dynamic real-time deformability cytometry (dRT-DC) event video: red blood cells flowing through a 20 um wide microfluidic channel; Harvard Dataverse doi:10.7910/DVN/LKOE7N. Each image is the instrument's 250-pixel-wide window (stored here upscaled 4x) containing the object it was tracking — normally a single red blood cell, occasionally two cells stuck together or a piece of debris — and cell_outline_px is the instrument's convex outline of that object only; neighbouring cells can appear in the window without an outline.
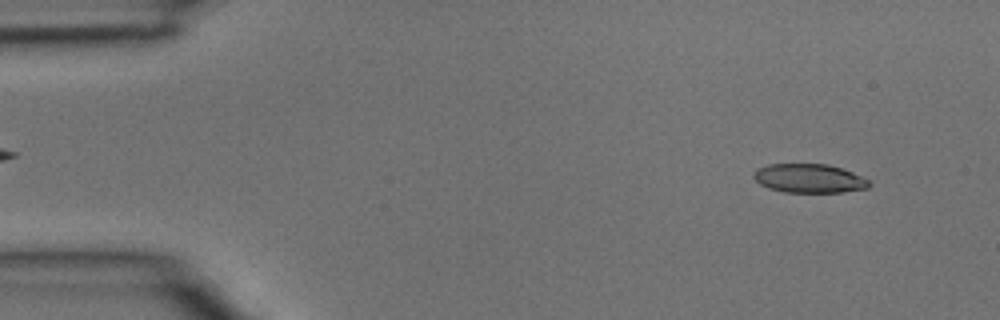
{"species": "common noctule bat (a hibernating species)", "species_latin": "Nyctalus noctula", "temperature_condition": "room temperature", "stored_images_in_passage": 3, "camera_frame_rate_fps": 3000, "um_per_image_px": 0.085, "animal": {"sex": "male", "body_mass_g": 15.6}, "frame": {"image": 1, "passage_image": 1, "time_ms": 0.0, "image_size_px": [1000, 320], "cell_outline_px": [[872, 184], [868, 188], [844, 192], [784, 192], [768, 188], [760, 184], [752, 176], [756, 168], [768, 164], [828, 164], [852, 172], [868, 180]], "centroid_in_image_um": [68.76, 15.16], "position_along_channel_um": 16.2, "area_um2": 19.48}}
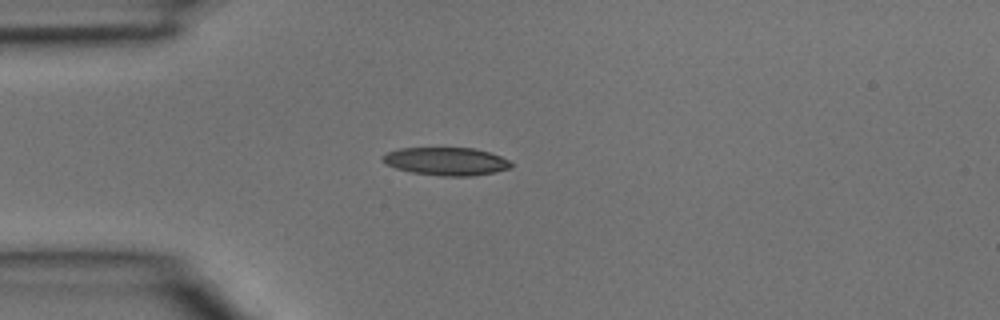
{"frame": {"image": 2, "passage_image": 3, "time_ms": 0.667, "image_size_px": [1000, 320], "cell_outline_px": [[512, 168], [472, 176], [440, 176], [412, 172], [396, 168], [380, 160], [380, 156], [388, 152], [400, 148], [476, 148], [500, 156], [508, 160], [512, 164]], "centroid_in_image_um": [37.91, 13.71], "position_along_channel_um": 47.1, "area_um2": 20.87}}